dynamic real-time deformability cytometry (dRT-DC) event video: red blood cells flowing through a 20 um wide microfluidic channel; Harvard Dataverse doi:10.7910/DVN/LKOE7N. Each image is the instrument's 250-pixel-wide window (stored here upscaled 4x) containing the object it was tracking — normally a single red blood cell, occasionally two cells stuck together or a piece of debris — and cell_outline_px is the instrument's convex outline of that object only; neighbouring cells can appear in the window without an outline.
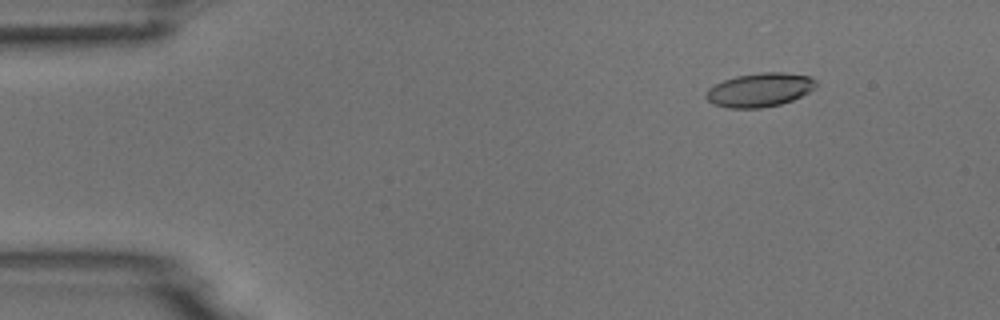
{"species": "common noctule bat (a hibernating species)", "species_latin": "Nyctalus noctula", "temperature_condition": "room temperature", "stored_images_in_passage": 9, "camera_frame_rate_fps": 3000, "um_per_image_px": 0.085, "animal": {"sex": "male", "body_mass_g": 18.8}, "frame": {"image": 1, "passage_image": 2, "time_ms": 1.0, "image_size_px": [1000, 320], "cell_outline_px": [[816, 88], [792, 100], [780, 104], [760, 108], [728, 108], [716, 104], [708, 100], [704, 96], [708, 88], [724, 80], [736, 76], [760, 72], [784, 72], [808, 76], [816, 80]], "centroid_in_image_um": [64.58, 7.63], "position_along_channel_um": 20.4, "area_um2": 21.56}}
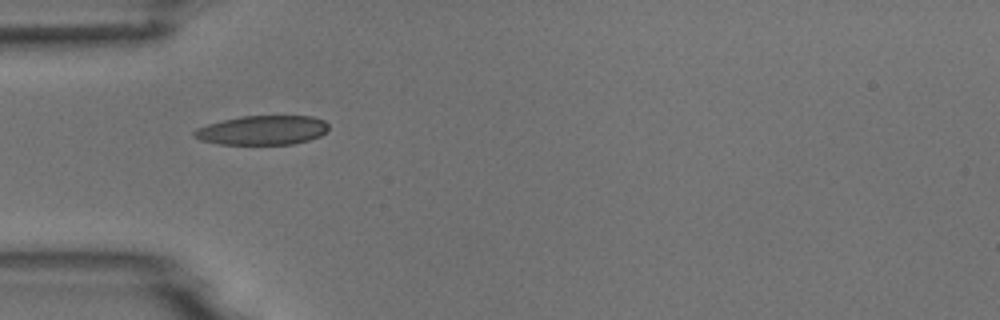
{"frame": {"image": 2, "passage_image": 5, "time_ms": 4.333, "image_size_px": [1000, 320], "cell_outline_px": [[328, 132], [320, 136], [308, 140], [292, 144], [220, 144], [200, 140], [192, 136], [192, 132], [196, 128], [208, 124], [240, 116], [312, 116], [324, 120], [328, 124]], "centroid_in_image_um": [22.31, 11.06], "position_along_channel_um": 62.7, "area_um2": 23.0}}